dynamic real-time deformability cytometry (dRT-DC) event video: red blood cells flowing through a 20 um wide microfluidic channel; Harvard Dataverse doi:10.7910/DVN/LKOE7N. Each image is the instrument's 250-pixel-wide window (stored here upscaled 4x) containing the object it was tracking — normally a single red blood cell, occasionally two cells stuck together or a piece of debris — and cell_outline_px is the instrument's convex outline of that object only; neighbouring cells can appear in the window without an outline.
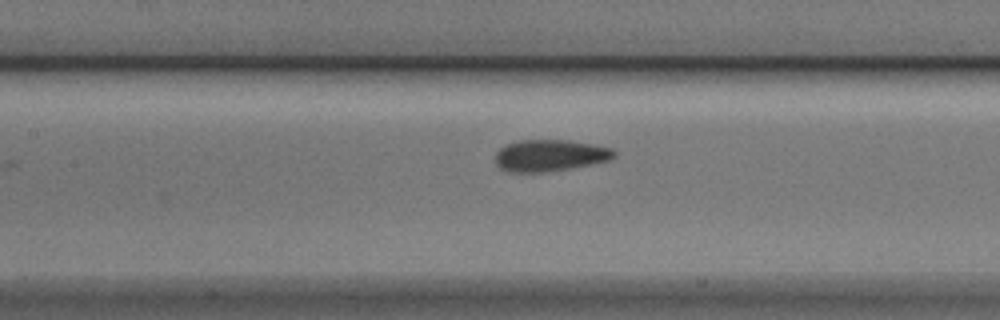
{"species": "Egyptian fruit bat (a non-hibernating species)", "species_latin": "Rousettus aegyptiacus", "temperature_condition": "cold", "stored_images_in_passage": 6, "camera_frame_rate_fps": 3000, "um_per_image_px": 0.085, "animal": {"sex": "male"}, "frame": {"image": 1, "passage_image": 5, "time_ms": 1.333, "image_size_px": [1000, 320], "cell_outline_px": [[616, 156], [608, 160], [568, 168], [544, 172], [508, 172], [500, 168], [496, 164], [496, 152], [500, 148], [516, 140], [568, 140], [592, 144], [612, 148], [616, 152]], "centroid_in_image_um": [46.71, 13.2], "position_along_channel_um": 160.7, "area_um2": 21.73}}
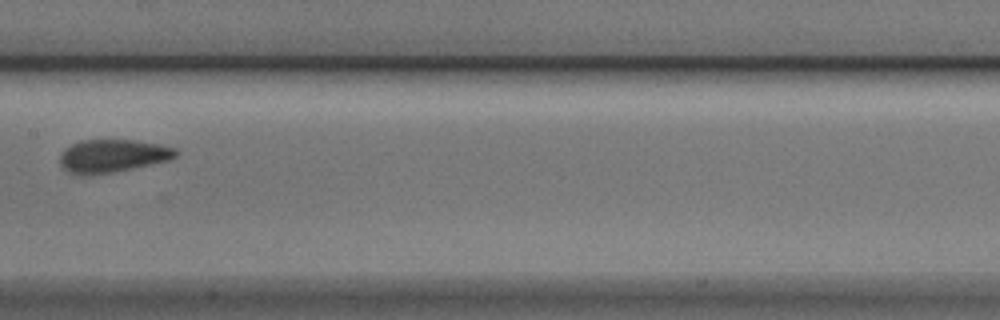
{"frame": {"image": 2, "passage_image": 6, "time_ms": 1.667, "image_size_px": [1000, 320], "cell_outline_px": [[180, 152], [176, 156], [168, 160], [132, 168], [92, 176], [80, 176], [68, 172], [60, 164], [60, 156], [64, 148], [80, 140], [132, 140], [160, 144], [176, 148]], "centroid_in_image_um": [9.54, 13.26], "position_along_channel_um": 197.9, "area_um2": 22.43}}